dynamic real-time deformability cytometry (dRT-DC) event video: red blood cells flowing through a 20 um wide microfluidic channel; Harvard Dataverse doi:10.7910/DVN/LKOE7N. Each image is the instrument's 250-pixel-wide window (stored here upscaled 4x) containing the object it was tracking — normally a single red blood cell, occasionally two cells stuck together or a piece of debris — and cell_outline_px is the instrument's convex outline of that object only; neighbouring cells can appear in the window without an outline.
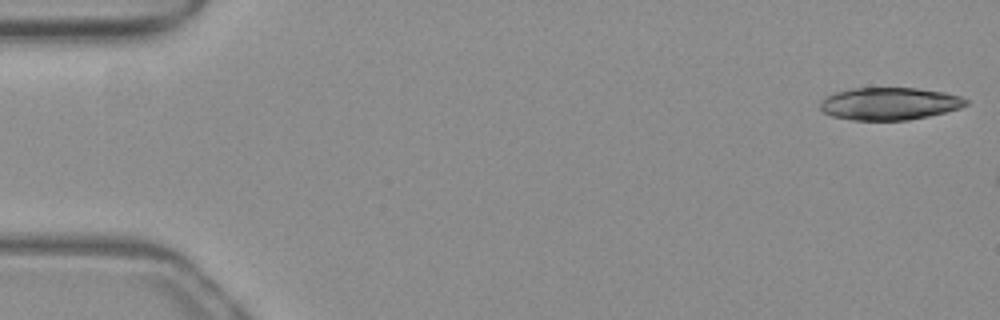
{"species": "common noctule bat (a hibernating species)", "species_latin": "Nyctalus noctula", "temperature_condition": "warm", "stored_images_in_passage": 7, "camera_frame_rate_fps": 3000, "um_per_image_px": 0.085, "animal": {"sex": "female", "body_mass_g": 19.3, "forearm_length_mm": 54.1}, "frame": {"image": 1, "passage_image": 1, "time_ms": 0.0, "image_size_px": [1000, 320], "cell_outline_px": [[968, 104], [960, 108], [928, 116], [908, 120], [852, 120], [832, 116], [824, 112], [820, 108], [820, 104], [828, 96], [836, 92], [852, 88], [916, 88], [944, 92], [960, 96], [968, 100]], "centroid_in_image_um": [75.63, 8.81], "position_along_channel_um": 9.4, "area_um2": 27.4}}